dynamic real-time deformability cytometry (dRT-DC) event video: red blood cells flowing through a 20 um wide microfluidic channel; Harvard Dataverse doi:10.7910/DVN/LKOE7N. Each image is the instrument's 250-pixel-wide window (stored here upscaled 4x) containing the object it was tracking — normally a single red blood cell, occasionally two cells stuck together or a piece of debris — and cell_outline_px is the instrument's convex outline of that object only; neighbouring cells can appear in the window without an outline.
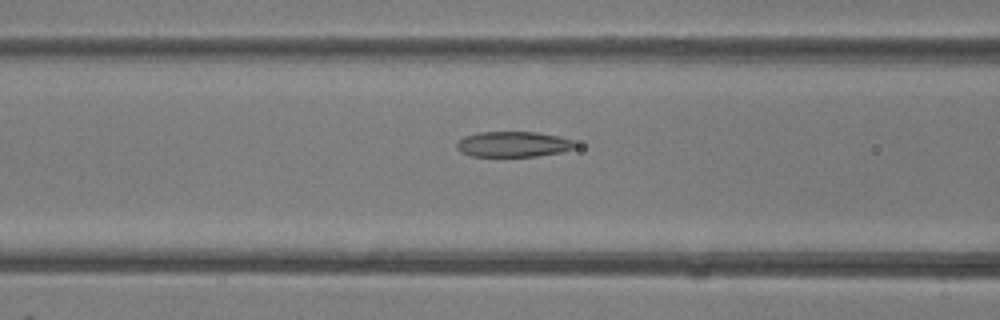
{"species": "common noctule bat (a hibernating species)", "species_latin": "Nyctalus noctula", "temperature_condition": "room temperature", "stored_images_in_passage": 34, "camera_frame_rate_fps": 3000, "um_per_image_px": 0.085, "animal": {"sex": "female"}, "frame": {"image": 1, "passage_image": 12, "time_ms": 3.667, "image_size_px": [1000, 320], "cell_outline_px": [[576, 148], [560, 152], [536, 156], [472, 156], [460, 152], [456, 148], [456, 144], [464, 136], [480, 132], [536, 132], [560, 136], [572, 140], [576, 144]], "centroid_in_image_um": [43.62, 12.25], "position_along_channel_um": 123.0, "area_um2": 17.57}}
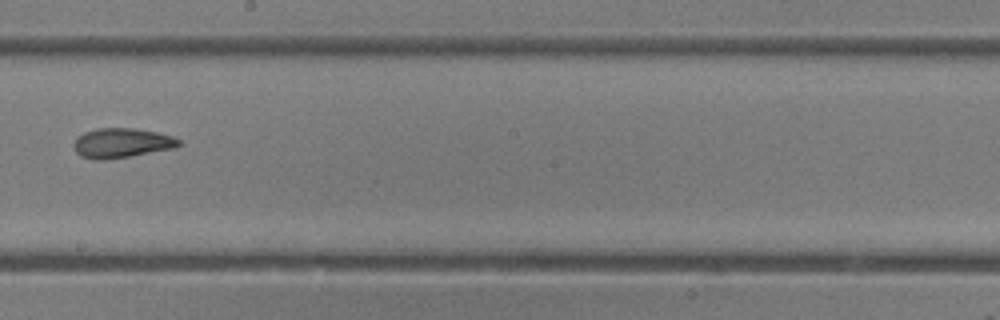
{"frame": {"image": 2, "passage_image": 19, "time_ms": 6.0, "image_size_px": [1000, 320], "cell_outline_px": [[184, 144], [176, 148], [132, 156], [104, 160], [92, 160], [80, 156], [72, 148], [72, 144], [76, 136], [84, 132], [96, 128], [132, 128], [156, 132], [172, 136], [180, 140]], "centroid_in_image_um": [10.32, 12.17], "position_along_channel_um": 237.9, "area_um2": 18.61}}
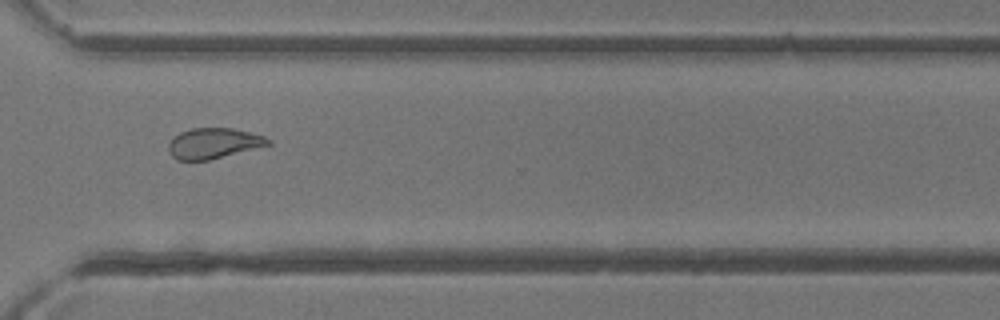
{"frame": {"image": 3, "passage_image": 26, "time_ms": 8.333, "image_size_px": [1000, 320], "cell_outline_px": [[272, 144], [208, 160], [176, 160], [168, 152], [168, 144], [180, 132], [192, 128], [232, 128], [264, 136], [272, 140]], "centroid_in_image_um": [18.15, 12.18], "position_along_channel_um": 352.4, "area_um2": 17.57}}